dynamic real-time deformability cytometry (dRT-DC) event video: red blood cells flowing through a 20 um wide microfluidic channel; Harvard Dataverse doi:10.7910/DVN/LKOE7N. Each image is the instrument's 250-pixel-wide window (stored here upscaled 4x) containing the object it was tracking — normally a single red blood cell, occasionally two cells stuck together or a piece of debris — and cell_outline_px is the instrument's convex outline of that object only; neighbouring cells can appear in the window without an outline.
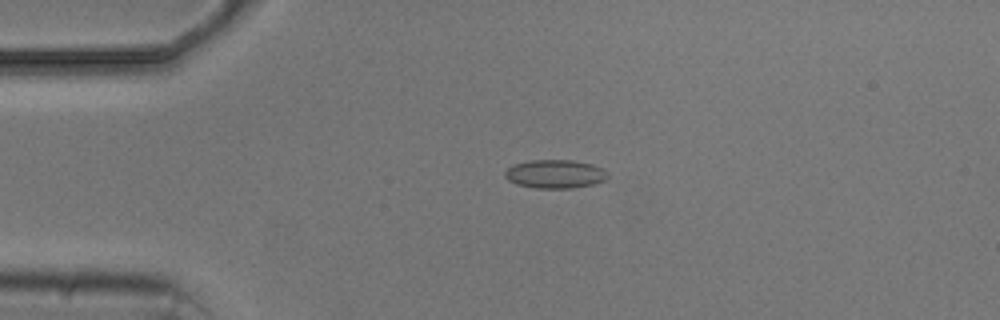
{"species": "common noctule bat (a hibernating species)", "species_latin": "Nyctalus noctula", "temperature_condition": "cold", "stored_images_in_passage": 9, "camera_frame_rate_fps": 3000, "um_per_image_px": 0.085, "animal": {"sex": "male", "body_mass_g": 20.5, "forearm_length_mm": 52.5}, "frame": {"image": 1, "passage_image": 4, "time_ms": 3.667, "image_size_px": [1000, 320], "cell_outline_px": [[608, 176], [604, 180], [592, 184], [572, 188], [536, 188], [516, 184], [508, 180], [504, 176], [504, 172], [512, 164], [532, 160], [572, 160], [592, 164], [604, 168], [608, 172]], "centroid_in_image_um": [47.17, 14.78], "position_along_channel_um": 37.8, "area_um2": 17.17}}
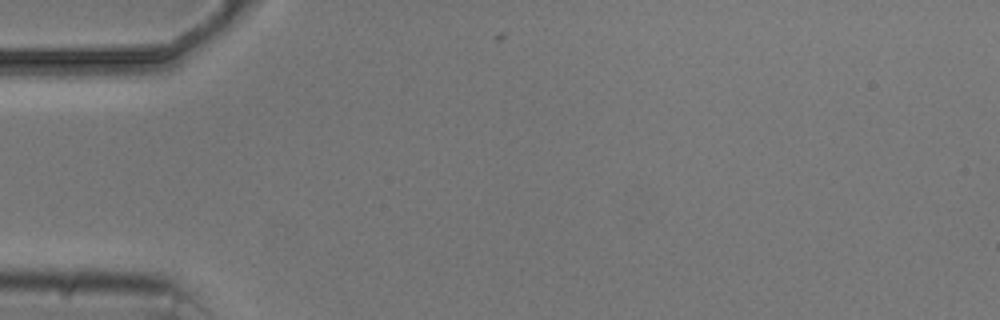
{"frame": {"image": 2, "passage_image": 6, "time_ms": 6.667, "image_size_px": [1000, 320], "cell_outline_px": [[160, 60], [140, 72], [112, 80], [104, 80], [80, 60], [88, 52], [148, 52], [156, 56]], "centroid_in_image_um": [10.06, 5.39], "position_along_channel_um": 74.9, "area_um2": 11.1}}